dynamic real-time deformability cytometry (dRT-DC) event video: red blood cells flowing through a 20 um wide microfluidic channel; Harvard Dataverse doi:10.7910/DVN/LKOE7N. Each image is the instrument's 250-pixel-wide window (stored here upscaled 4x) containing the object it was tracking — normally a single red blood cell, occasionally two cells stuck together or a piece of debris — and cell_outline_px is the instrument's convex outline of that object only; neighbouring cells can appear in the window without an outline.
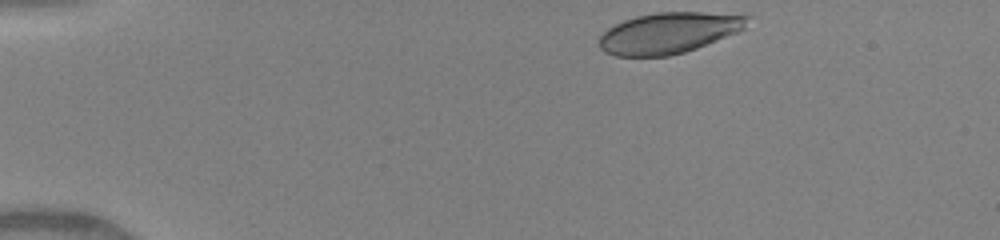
{"species": "human", "species_latin": "Homo sapiens", "temperature_condition": "warm", "stored_images_in_passage": 28, "camera_frame_rate_fps": 3000, "um_per_image_px": 0.085, "donor": {"sex": "female"}, "frame": {"image": 1, "passage_image": 1, "time_ms": 0.0, "image_size_px": [1000, 240], "cell_outline_px": [[752, 16], [744, 28], [736, 32], [696, 48], [684, 52], [668, 56], [616, 56], [604, 52], [600, 48], [600, 36], [608, 28], [624, 20], [636, 16], [656, 12], [744, 12]], "centroid_in_image_um": [56.91, 2.77], "position_along_channel_um": 28.1, "area_um2": 35.66}}
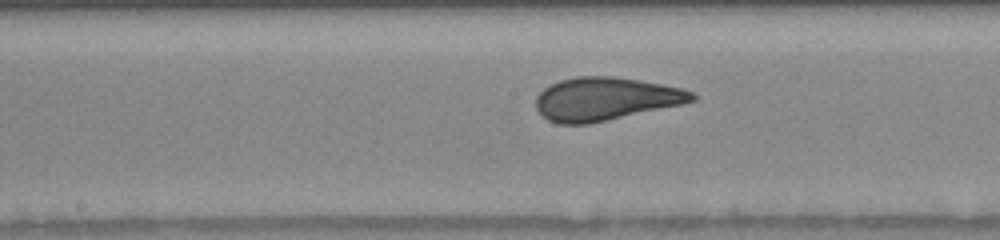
{"frame": {"image": 2, "passage_image": 13, "time_ms": 6.0, "image_size_px": [1000, 240], "cell_outline_px": [[696, 100], [684, 104], [588, 124], [556, 124], [540, 116], [536, 108], [536, 96], [544, 88], [560, 80], [576, 76], [612, 76], [640, 80], [684, 88], [692, 92], [696, 96]], "centroid_in_image_um": [51.46, 8.41], "position_along_channel_um": 196.7, "area_um2": 39.48}}
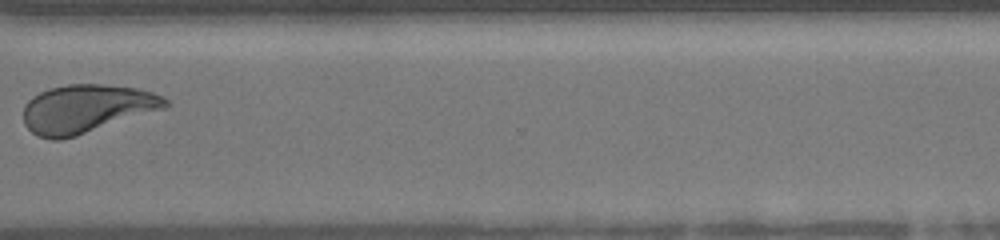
{"frame": {"image": 3, "passage_image": 21, "time_ms": 10.0, "image_size_px": [1000, 240], "cell_outline_px": [[168, 108], [76, 136], [60, 140], [52, 140], [40, 136], [32, 132], [24, 124], [24, 104], [32, 96], [40, 92], [52, 88], [68, 84], [100, 84], [136, 88], [152, 92], [164, 96], [168, 100]], "centroid_in_image_um": [7.38, 9.24], "position_along_channel_um": 363.2, "area_um2": 40.11}, "authors_computed_cell_mechanics": {"area_um2": 39.304, "velocity_mm_per_s": 4.1549, "shape_relaxation_time_tau1_ms": 4.4812, "shape_relaxation_time_tau2_ms": null, "deformation_change_tau1": 0.1571, "deformation_change_tau2": null}}